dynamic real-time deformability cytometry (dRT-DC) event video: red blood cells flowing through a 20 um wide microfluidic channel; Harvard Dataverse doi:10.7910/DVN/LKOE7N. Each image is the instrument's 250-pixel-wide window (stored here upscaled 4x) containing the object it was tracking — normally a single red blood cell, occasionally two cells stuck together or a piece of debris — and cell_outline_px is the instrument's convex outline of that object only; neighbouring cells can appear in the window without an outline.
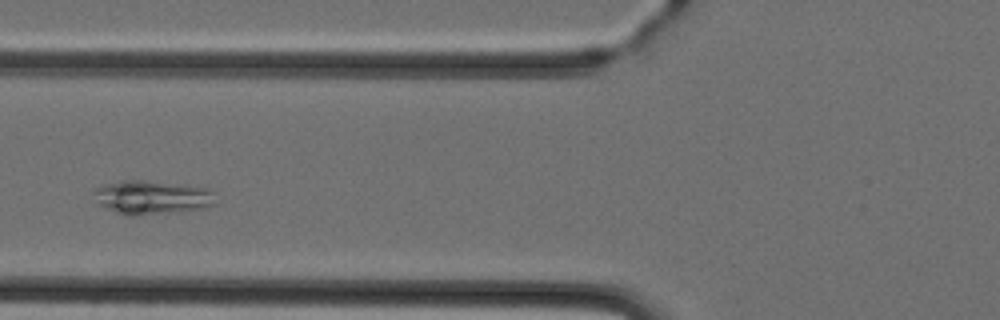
{"species": "Egyptian fruit bat (a non-hibernating species)", "species_latin": "Rousettus aegyptiacus", "temperature_condition": "cold", "stored_images_in_passage": 3, "camera_frame_rate_fps": 3000, "um_per_image_px": 0.085, "animal": {"sex": "female"}, "frame": {"image": 1, "passage_image": 3, "time_ms": 2.333, "image_size_px": [1000, 320], "cell_outline_px": [[216, 204], [204, 208], [136, 216], [128, 216], [116, 212], [96, 204], [92, 192], [96, 188], [104, 184], [124, 180], [144, 180], [208, 188], [212, 192]], "centroid_in_image_um": [12.85, 16.78], "position_along_channel_um": 112.9, "area_um2": 23.99}}